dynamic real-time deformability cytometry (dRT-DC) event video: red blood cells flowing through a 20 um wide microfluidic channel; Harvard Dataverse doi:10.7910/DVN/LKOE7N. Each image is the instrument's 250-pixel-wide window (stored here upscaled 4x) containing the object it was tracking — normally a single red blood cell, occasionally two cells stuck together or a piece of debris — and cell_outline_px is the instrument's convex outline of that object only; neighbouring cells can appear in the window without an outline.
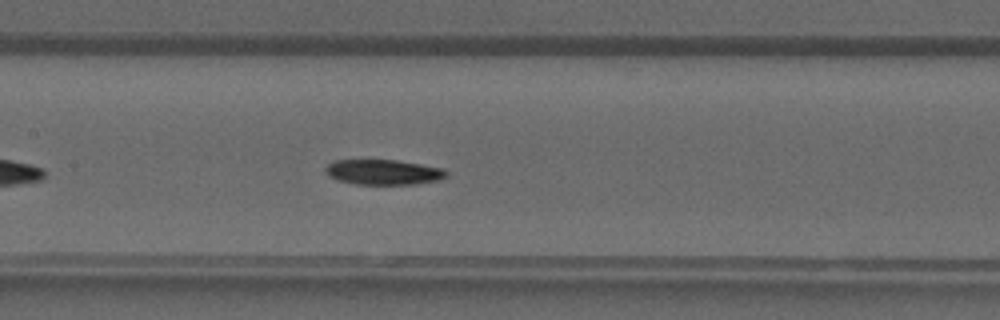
{"species": "common noctule bat (a hibernating species)", "species_latin": "Nyctalus noctula", "temperature_condition": "warm", "stored_images_in_passage": 31, "camera_frame_rate_fps": 3000, "um_per_image_px": 0.085, "animal": {"sex": "male", "forearm_length_mm": 52.5}, "frame": {"image": 1, "passage_image": 10, "time_ms": 3.0, "image_size_px": [1000, 320], "cell_outline_px": [[448, 176], [440, 180], [412, 184], [356, 184], [336, 180], [324, 172], [324, 168], [328, 164], [336, 160], [396, 160], [444, 168], [448, 172]], "centroid_in_image_um": [32.59, 14.63], "position_along_channel_um": 174.8, "area_um2": 17.8}}
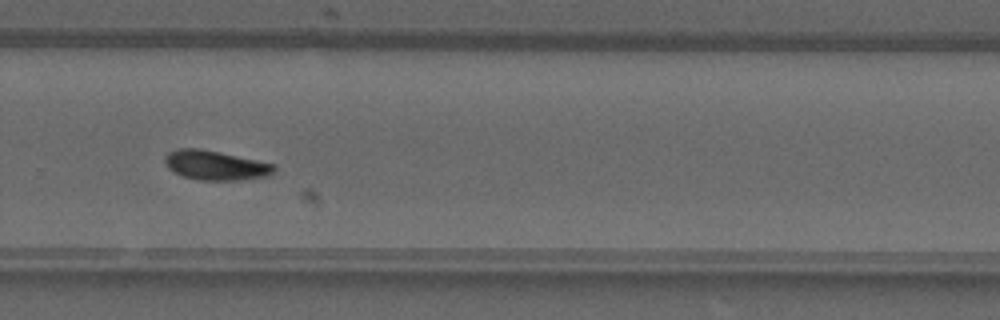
{"frame": {"image": 2, "passage_image": 18, "time_ms": 5.667, "image_size_px": [1000, 320], "cell_outline_px": [[276, 168], [268, 176], [236, 180], [200, 180], [184, 176], [168, 168], [164, 160], [164, 156], [168, 152], [180, 148], [200, 148], [220, 152], [276, 164]], "centroid_in_image_um": [18.32, 14.04], "position_along_channel_um": 311.5, "area_um2": 18.67}}